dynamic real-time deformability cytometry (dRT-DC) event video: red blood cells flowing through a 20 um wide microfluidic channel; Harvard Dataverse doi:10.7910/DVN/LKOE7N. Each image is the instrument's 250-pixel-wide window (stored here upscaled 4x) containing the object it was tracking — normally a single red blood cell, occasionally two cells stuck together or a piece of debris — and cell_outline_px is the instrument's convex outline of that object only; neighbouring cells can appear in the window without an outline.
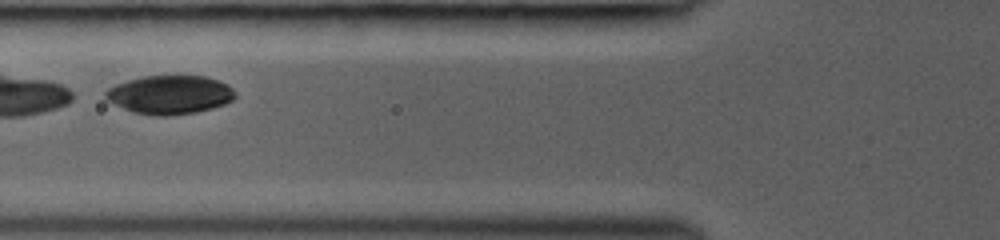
{"species": "common noctule bat (a hibernating species)", "species_latin": "Nyctalus noctula", "temperature_condition": "room temperature", "stored_images_in_passage": 40, "camera_frame_rate_fps": 3000, "um_per_image_px": 0.085, "animal": {"sex": "female", "body_mass_g": 19.0, "forearm_length_mm": 53.3}, "frame": {"image": 1, "passage_image": 10, "time_ms": 2.333, "image_size_px": [1000, 240], "cell_outline_px": [[236, 96], [232, 100], [224, 104], [212, 108], [196, 112], [168, 116], [156, 116], [132, 112], [108, 100], [104, 96], [104, 92], [108, 88], [116, 84], [128, 80], [144, 76], [204, 76], [228, 84], [236, 92]], "centroid_in_image_um": [14.44, 8.05], "position_along_channel_um": 111.4, "area_um2": 29.13}}
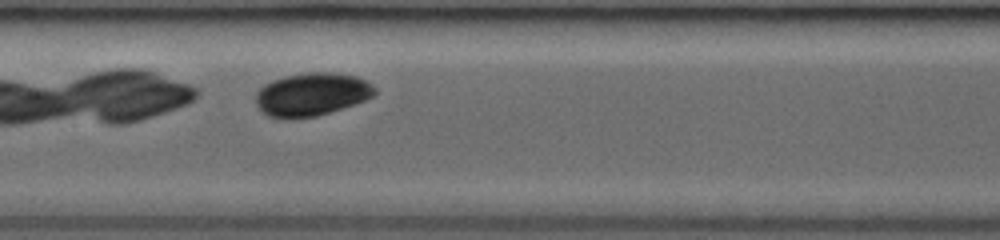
{"frame": {"image": 2, "passage_image": 21, "time_ms": 4.0, "image_size_px": [1000, 240], "cell_outline_px": [[376, 92], [372, 96], [364, 100], [316, 116], [268, 116], [256, 104], [256, 92], [264, 84], [272, 80], [284, 76], [308, 72], [332, 72], [356, 76], [372, 84], [376, 88]], "centroid_in_image_um": [26.5, 7.97], "position_along_channel_um": 180.9, "area_um2": 29.13}}
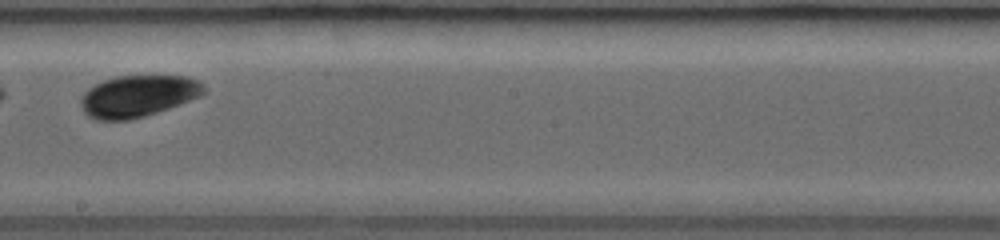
{"frame": {"image": 3, "passage_image": 29, "time_ms": 5.333, "image_size_px": [1000, 240], "cell_outline_px": [[208, 88], [200, 96], [168, 108], [144, 116], [128, 120], [96, 120], [88, 116], [84, 112], [80, 104], [80, 100], [84, 92], [88, 88], [112, 76], [188, 76], [204, 84]], "centroid_in_image_um": [11.71, 8.16], "position_along_channel_um": 236.5, "area_um2": 29.88}}